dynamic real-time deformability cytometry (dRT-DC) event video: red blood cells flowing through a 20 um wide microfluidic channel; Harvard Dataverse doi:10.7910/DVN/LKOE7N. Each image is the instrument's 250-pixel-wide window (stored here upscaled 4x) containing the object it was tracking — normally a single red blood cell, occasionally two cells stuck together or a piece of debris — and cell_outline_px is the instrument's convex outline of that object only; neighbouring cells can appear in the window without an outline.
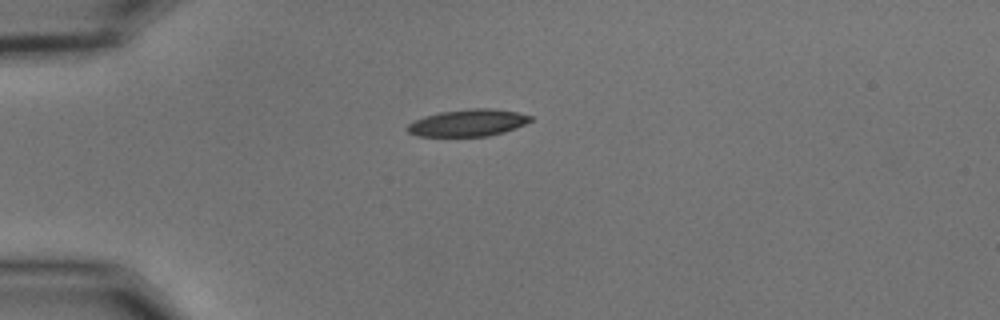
{"species": "common noctule bat (a hibernating species)", "species_latin": "Nyctalus noctula", "temperature_condition": "cold", "stored_images_in_passage": 31, "camera_frame_rate_fps": 3000, "um_per_image_px": 0.085, "animal": {"sex": "male", "body_mass_g": 15.6}, "frame": {"image": 1, "passage_image": 1, "time_ms": 0.0, "image_size_px": [1000, 320], "cell_outline_px": [[532, 120], [516, 128], [504, 132], [488, 136], [420, 136], [408, 132], [408, 124], [424, 116], [440, 112], [472, 108], [488, 108], [516, 112], [532, 116]], "centroid_in_image_um": [39.8, 10.44], "position_along_channel_um": 45.2, "area_um2": 19.13}}
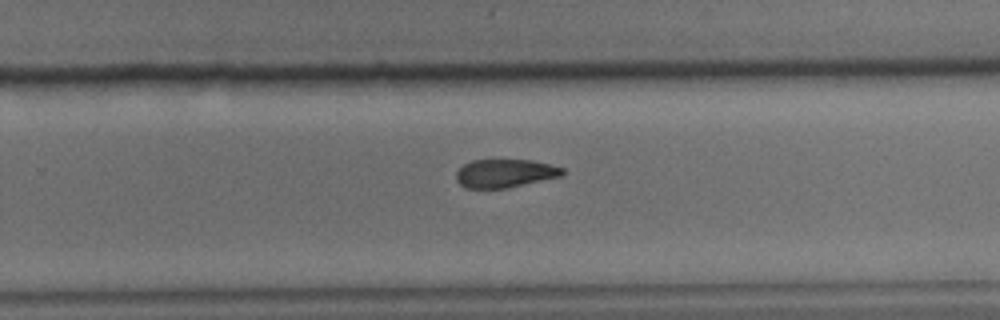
{"frame": {"image": 2, "passage_image": 23, "time_ms": 7.333, "image_size_px": [1000, 320], "cell_outline_px": [[564, 176], [508, 188], [464, 188], [456, 180], [456, 172], [464, 164], [472, 160], [532, 160], [564, 168]], "centroid_in_image_um": [42.94, 14.74], "position_along_channel_um": 286.9, "area_um2": 17.69}}
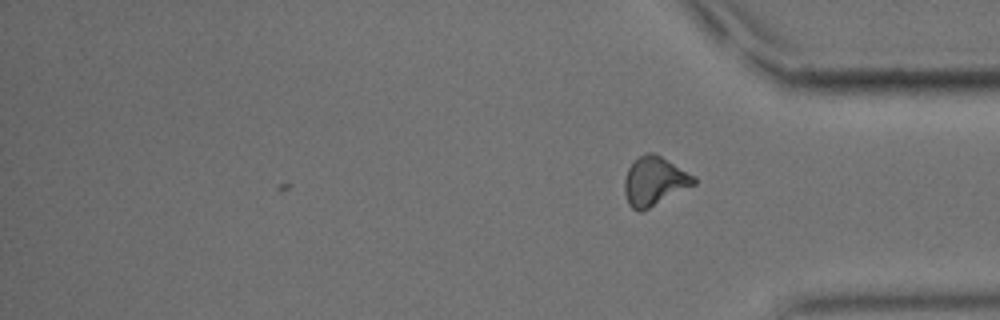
{"frame": {"image": 3, "passage_image": 31, "time_ms": 10.0, "image_size_px": [1000, 320], "cell_outline_px": [[696, 184], [640, 212], [636, 212], [628, 204], [624, 192], [624, 180], [628, 168], [644, 152], [656, 152], [696, 176]], "centroid_in_image_um": [55.63, 15.38], "position_along_channel_um": 379.6, "area_um2": 19.88}, "authors_computed_cell_mechanics": {"area_um2": 19.3052, "velocity_mm_per_s": 3.6149, "shape_relaxation_time_tau1_ms": 7.3719, "shape_relaxation_time_tau2_ms": 6.7304, "deformation_change_tau1": 0.1731, "deformation_change_tau2": 0.1484}}